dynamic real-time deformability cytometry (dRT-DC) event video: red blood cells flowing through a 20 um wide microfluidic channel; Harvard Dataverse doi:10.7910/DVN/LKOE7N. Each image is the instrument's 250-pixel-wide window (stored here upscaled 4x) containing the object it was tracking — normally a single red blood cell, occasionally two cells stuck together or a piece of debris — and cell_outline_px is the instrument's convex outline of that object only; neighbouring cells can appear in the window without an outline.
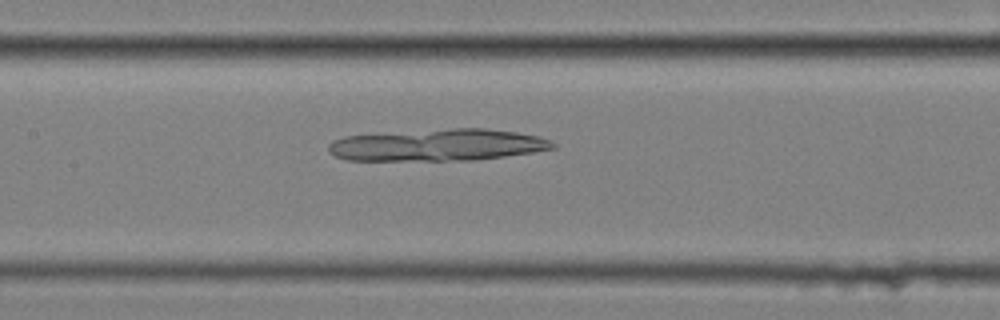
{"species": "common noctule bat (a hibernating species)", "species_latin": "Nyctalus noctula", "temperature_condition": "cold", "stored_images_in_passage": 51, "camera_frame_rate_fps": 3000, "um_per_image_px": 0.085, "animal": {"sex": "female", "body_mass_g": 25.1}, "frame": {"image": 1, "passage_image": 21, "time_ms": 6.667, "image_size_px": [1000, 320], "cell_outline_px": [[556, 148], [532, 152], [504, 156], [472, 160], [348, 160], [336, 156], [328, 152], [328, 144], [332, 140], [344, 136], [452, 128], [488, 128], [516, 132], [536, 136], [552, 140], [556, 144]], "centroid_in_image_um": [37.21, 12.32], "position_along_channel_um": 170.2, "area_um2": 41.56}}
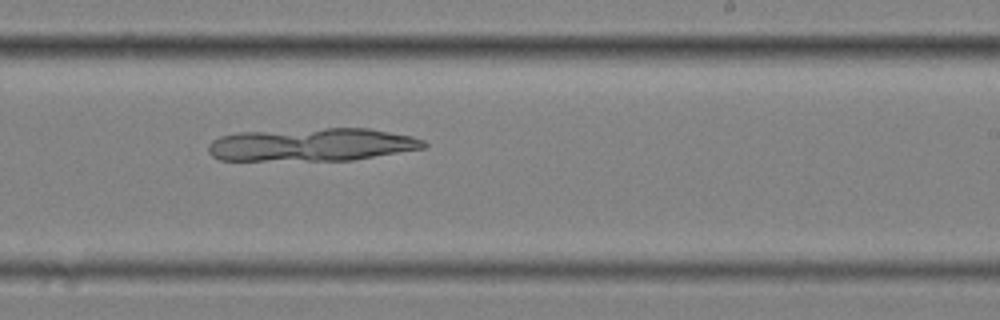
{"frame": {"image": 2, "passage_image": 29, "time_ms": 9.333, "image_size_px": [1000, 320], "cell_outline_px": [[428, 148], [352, 160], [220, 160], [212, 156], [208, 152], [208, 144], [212, 140], [220, 136], [236, 132], [324, 128], [368, 128], [412, 136], [424, 140], [428, 144]], "centroid_in_image_um": [26.53, 12.29], "position_along_channel_um": 262.5, "area_um2": 41.79}}
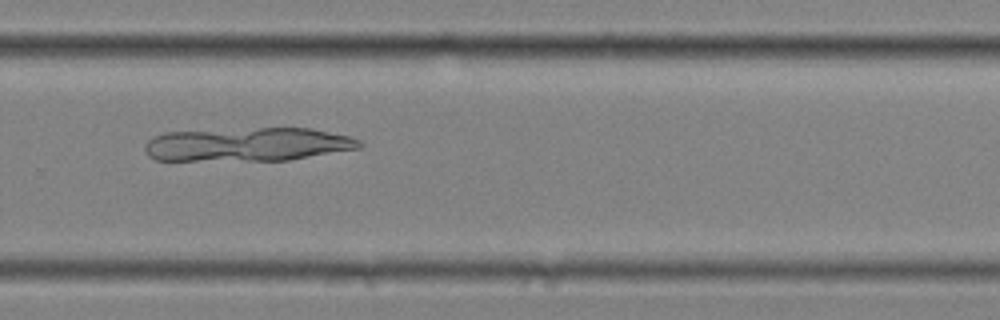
{"frame": {"image": 3, "passage_image": 33, "time_ms": 10.667, "image_size_px": [1000, 320], "cell_outline_px": [[364, 144], [360, 148], [288, 160], [156, 160], [148, 156], [144, 148], [148, 140], [152, 136], [164, 132], [260, 128], [312, 128], [348, 136], [360, 140]], "centroid_in_image_um": [21.05, 12.27], "position_along_channel_um": 308.8, "area_um2": 42.02}}